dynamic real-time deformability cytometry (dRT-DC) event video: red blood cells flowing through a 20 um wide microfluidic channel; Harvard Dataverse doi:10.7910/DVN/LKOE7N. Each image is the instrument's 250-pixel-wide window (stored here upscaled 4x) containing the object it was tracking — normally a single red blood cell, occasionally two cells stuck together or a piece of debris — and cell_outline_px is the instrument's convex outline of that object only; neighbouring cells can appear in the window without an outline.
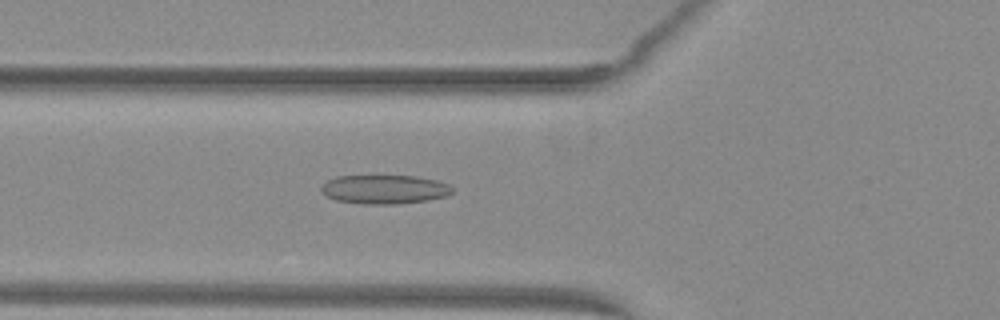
{"species": "common noctule bat (a hibernating species)", "species_latin": "Nyctalus noctula", "temperature_condition": "warm", "stored_images_in_passage": 37, "camera_frame_rate_fps": 3000, "um_per_image_px": 0.085, "animal": {"sex": "female", "body_mass_g": 29.2, "forearm_length_mm": 56.3}, "frame": {"image": 1, "passage_image": 5, "time_ms": 1.333, "image_size_px": [1000, 320], "cell_outline_px": [[452, 192], [448, 196], [428, 200], [396, 204], [360, 204], [336, 200], [320, 192], [320, 188], [328, 180], [336, 176], [416, 176], [436, 180], [448, 184], [452, 188]], "centroid_in_image_um": [32.68, 16.1], "position_along_channel_um": 93.1, "area_um2": 22.14}}
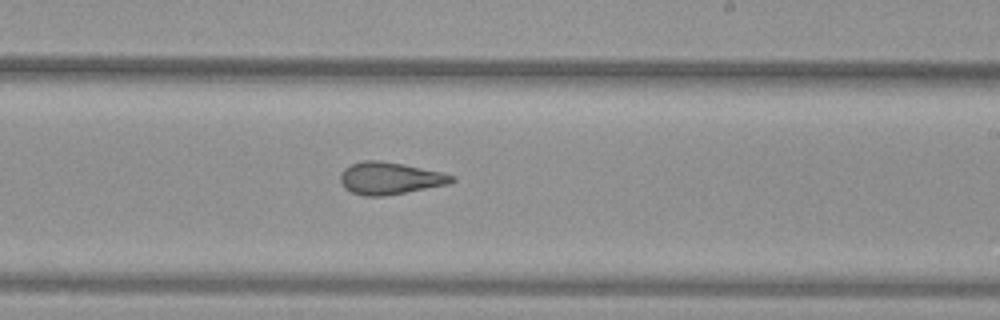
{"frame": {"image": 2, "passage_image": 17, "time_ms": 5.333, "image_size_px": [1000, 320], "cell_outline_px": [[456, 180], [448, 184], [384, 196], [364, 196], [352, 192], [344, 188], [340, 180], [340, 172], [344, 168], [352, 164], [364, 160], [380, 160], [404, 164], [440, 172], [456, 176]], "centroid_in_image_um": [33.12, 15.15], "position_along_channel_um": 255.9, "area_um2": 20.87}}
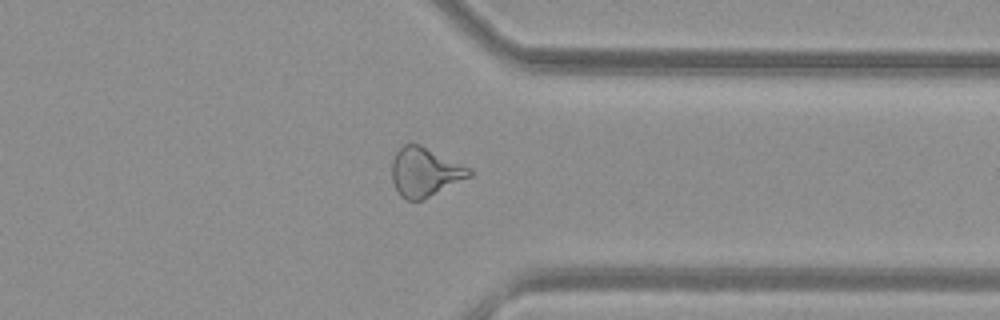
{"frame": {"image": 3, "passage_image": 26, "time_ms": 8.333, "image_size_px": [1000, 320], "cell_outline_px": [[472, 176], [424, 200], [408, 200], [400, 196], [392, 180], [392, 160], [396, 152], [404, 144], [420, 144], [472, 168]], "centroid_in_image_um": [36.14, 14.63], "position_along_channel_um": 375.3, "area_um2": 22.31}, "authors_computed_cell_mechanics": {"area_um2": 21.3282, "velocity_mm_per_s": 4.0629, "shape_relaxation_time_tau1_ms": null, "shape_relaxation_time_tau2_ms": 2.2851, "deformation_change_tau1": null, "deformation_change_tau2": 0.1193}}